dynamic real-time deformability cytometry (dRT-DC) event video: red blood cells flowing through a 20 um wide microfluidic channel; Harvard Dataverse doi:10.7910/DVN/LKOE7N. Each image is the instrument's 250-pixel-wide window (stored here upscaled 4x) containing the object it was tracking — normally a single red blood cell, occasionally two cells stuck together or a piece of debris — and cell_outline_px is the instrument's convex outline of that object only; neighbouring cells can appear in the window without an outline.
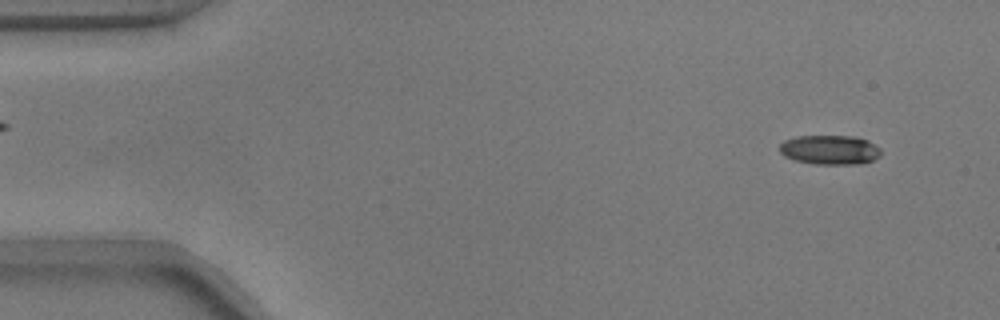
{"species": "common noctule bat (a hibernating species)", "species_latin": "Nyctalus noctula", "temperature_condition": "warm", "stored_images_in_passage": 54, "camera_frame_rate_fps": 3000, "um_per_image_px": 0.085, "animal": {"sex": "male", "body_mass_g": 17.9}, "frame": {"image": 1, "passage_image": 4, "time_ms": 1.0, "image_size_px": [1000, 320], "cell_outline_px": [[880, 156], [872, 160], [856, 164], [816, 164], [796, 160], [784, 156], [780, 152], [780, 144], [784, 140], [796, 136], [852, 136], [868, 140], [880, 148]], "centroid_in_image_um": [70.53, 12.73], "position_along_channel_um": 14.5, "area_um2": 17.28}}
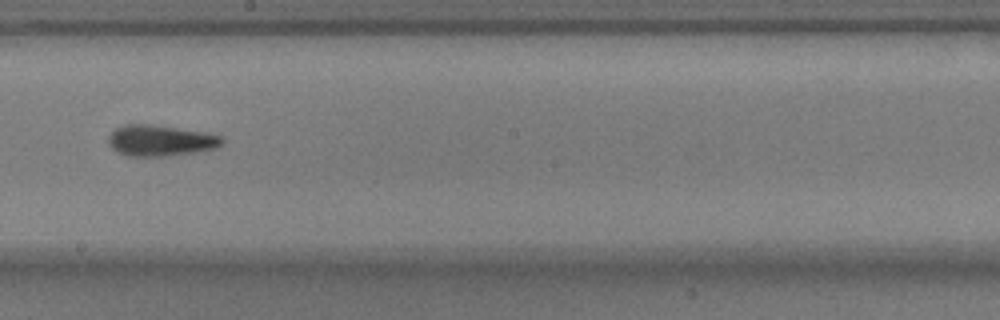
{"frame": {"image": 2, "passage_image": 30, "time_ms": 9.667, "image_size_px": [1000, 320], "cell_outline_px": [[224, 144], [216, 148], [196, 152], [168, 156], [128, 156], [116, 152], [108, 144], [108, 136], [116, 128], [124, 124], [152, 124], [204, 132], [220, 136], [224, 140]], "centroid_in_image_um": [13.62, 11.95], "position_along_channel_um": 234.6, "area_um2": 20.69}}
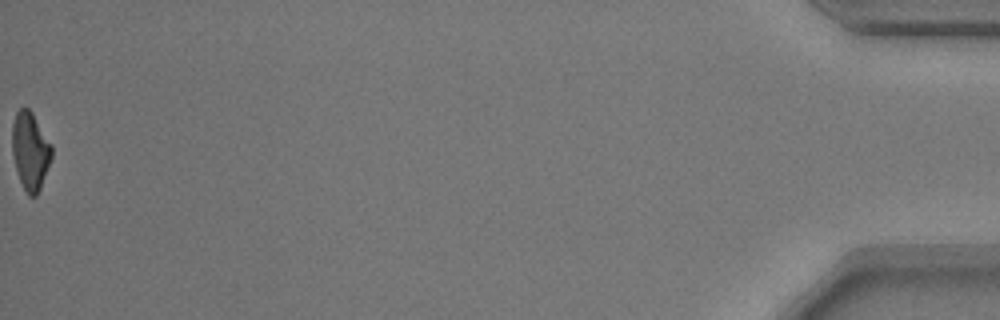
{"frame": {"image": 3, "passage_image": 54, "time_ms": 17.667, "image_size_px": [1000, 320], "cell_outline_px": [[52, 156], [40, 188], [36, 196], [28, 196], [20, 180], [12, 156], [12, 124], [16, 112], [20, 108], [28, 108], [32, 112], [52, 144]], "centroid_in_image_um": [2.57, 12.8], "position_along_channel_um": 432.6, "area_um2": 17.86}, "authors_computed_cell_mechanics": {"area_um2": 18.9295, "velocity_mm_per_s": 3.756, "shape_relaxation_time_tau1_ms": 5.4343, "shape_relaxation_time_tau2_ms": 5.6492, "deformation_change_tau1": 0.1986, "deformation_change_tau2": 0.1567}}